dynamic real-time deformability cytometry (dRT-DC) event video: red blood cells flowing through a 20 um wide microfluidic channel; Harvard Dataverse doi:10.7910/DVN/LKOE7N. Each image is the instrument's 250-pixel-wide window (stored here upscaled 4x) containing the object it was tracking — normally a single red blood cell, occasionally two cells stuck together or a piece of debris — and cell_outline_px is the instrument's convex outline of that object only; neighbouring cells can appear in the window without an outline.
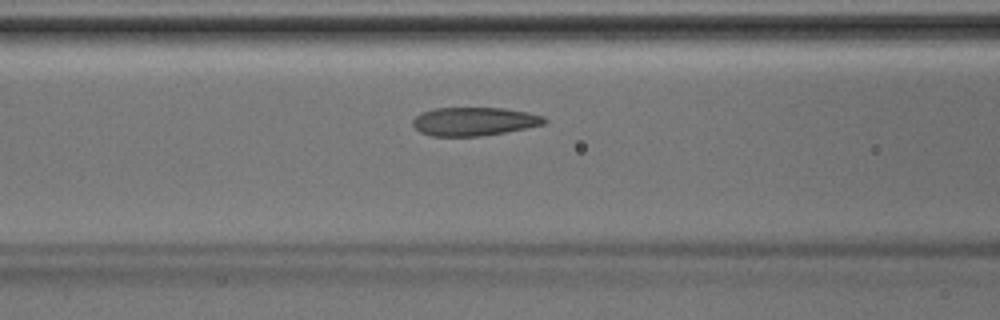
{"species": "Egyptian fruit bat (a non-hibernating species)", "species_latin": "Rousettus aegyptiacus", "temperature_condition": "room temperature", "stored_images_in_passage": 33, "camera_frame_rate_fps": 3000, "um_per_image_px": 0.085, "animal": {"sex": "male"}, "frame": {"image": 1, "passage_image": 7, "time_ms": 2.0, "image_size_px": [1000, 320], "cell_outline_px": [[548, 120], [544, 124], [504, 132], [480, 136], [432, 136], [420, 132], [412, 124], [412, 120], [416, 116], [432, 108], [504, 108], [528, 112], [544, 116]], "centroid_in_image_um": [40.3, 10.32], "position_along_channel_um": 126.3, "area_um2": 21.73}}
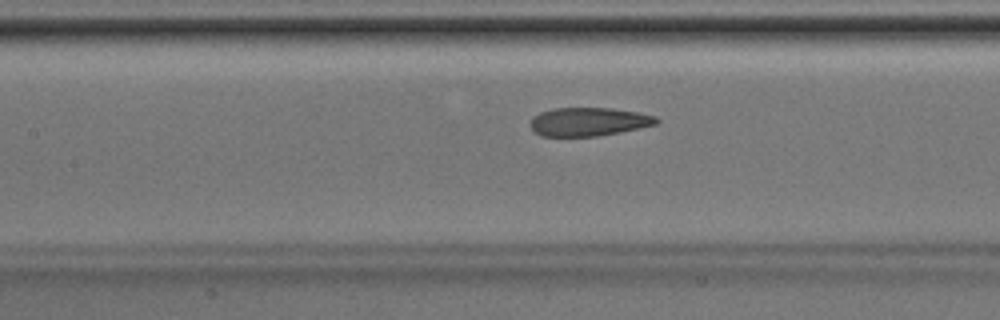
{"frame": {"image": 2, "passage_image": 9, "time_ms": 2.667, "image_size_px": [1000, 320], "cell_outline_px": [[660, 120], [656, 124], [640, 128], [596, 136], [540, 136], [528, 124], [532, 116], [540, 112], [552, 108], [612, 108], [640, 112], [656, 116]], "centroid_in_image_um": [50.02, 10.33], "position_along_channel_um": 157.4, "area_um2": 21.1}}
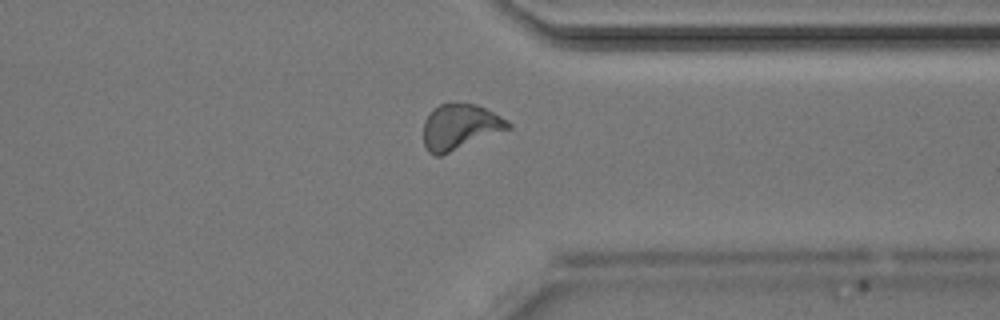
{"frame": {"image": 3, "passage_image": 23, "time_ms": 7.333, "image_size_px": [1000, 320], "cell_outline_px": [[512, 128], [440, 156], [436, 156], [428, 152], [424, 144], [424, 120], [432, 108], [440, 104], [476, 104], [508, 120], [512, 124]], "centroid_in_image_um": [39.1, 10.79], "position_along_channel_um": 372.3, "area_um2": 22.37}}